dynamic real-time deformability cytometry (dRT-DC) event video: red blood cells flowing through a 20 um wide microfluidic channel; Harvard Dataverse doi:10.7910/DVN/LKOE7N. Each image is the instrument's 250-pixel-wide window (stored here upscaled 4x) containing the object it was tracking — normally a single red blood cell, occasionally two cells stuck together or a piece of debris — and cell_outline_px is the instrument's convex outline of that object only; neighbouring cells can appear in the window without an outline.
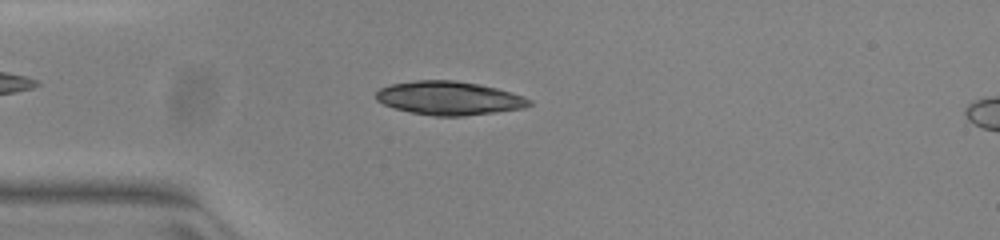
{"species": "common noctule bat (a hibernating species)", "species_latin": "Nyctalus noctula", "temperature_condition": "warm", "stored_images_in_passage": 48, "camera_frame_rate_fps": 3000, "um_per_image_px": 0.085, "animal": {"sex": "female", "body_mass_g": 23.0, "forearm_length_mm": 53.4}, "frame": {"image": 1, "passage_image": 11, "time_ms": 3.333, "image_size_px": [1000, 240], "cell_outline_px": [[532, 104], [524, 108], [496, 112], [464, 116], [436, 116], [412, 112], [396, 108], [384, 104], [376, 100], [376, 92], [380, 88], [392, 84], [416, 80], [456, 80], [480, 84], [512, 92], [524, 96], [532, 100]], "centroid_in_image_um": [38.22, 8.33], "position_along_channel_um": 46.8, "area_um2": 30.0}}
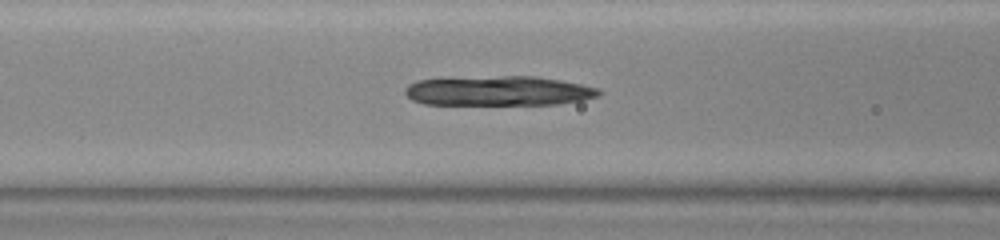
{"frame": {"image": 2, "passage_image": 18, "time_ms": 5.667, "image_size_px": [1000, 240], "cell_outline_px": [[604, 92], [596, 96], [580, 100], [556, 104], [424, 104], [412, 100], [404, 92], [404, 88], [408, 84], [416, 80], [500, 76], [536, 76], [560, 80], [580, 84], [596, 88]], "centroid_in_image_um": [42.34, 7.72], "position_along_channel_um": 124.3, "area_um2": 33.18}}